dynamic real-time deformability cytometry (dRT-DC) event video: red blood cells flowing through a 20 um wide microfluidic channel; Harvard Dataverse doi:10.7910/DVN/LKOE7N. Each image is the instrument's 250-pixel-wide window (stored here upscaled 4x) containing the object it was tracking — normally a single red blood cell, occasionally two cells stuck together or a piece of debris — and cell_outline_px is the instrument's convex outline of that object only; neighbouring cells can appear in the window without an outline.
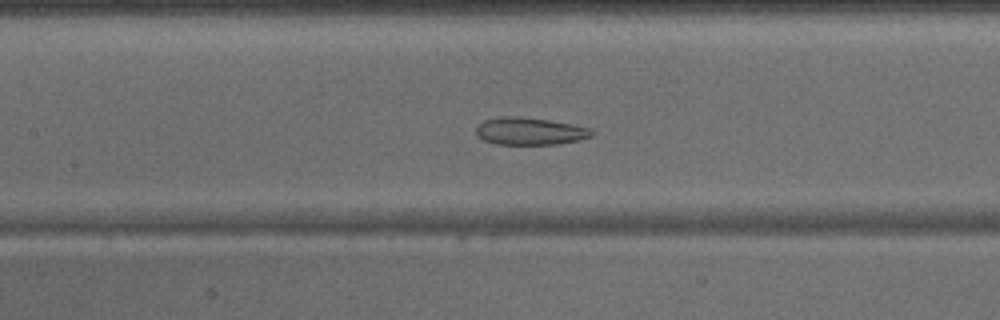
{"species": "common noctule bat (a hibernating species)", "species_latin": "Nyctalus noctula", "temperature_condition": "warm", "stored_images_in_passage": 31, "camera_frame_rate_fps": 3000, "um_per_image_px": 0.085, "animal": {"sex": "male", "body_mass_g": 15.6}, "frame": {"image": 1, "passage_image": 7, "time_ms": 2.0, "image_size_px": [1000, 320], "cell_outline_px": [[596, 132], [592, 136], [576, 140], [556, 144], [496, 144], [484, 140], [476, 136], [476, 124], [484, 120], [500, 116], [516, 116], [548, 120], [588, 128]], "centroid_in_image_um": [44.96, 11.15], "position_along_channel_um": 162.4, "area_um2": 18.32}}
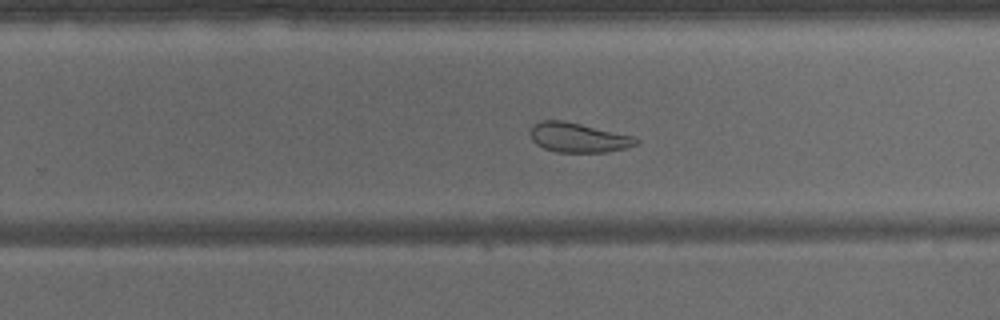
{"frame": {"image": 2, "passage_image": 15, "time_ms": 4.667, "image_size_px": [1000, 320], "cell_outline_px": [[640, 140], [636, 144], [624, 148], [604, 152], [556, 152], [544, 148], [536, 144], [532, 140], [528, 132], [532, 124], [540, 120], [564, 120], [636, 136]], "centroid_in_image_um": [49.11, 11.67], "position_along_channel_um": 280.7, "area_um2": 18.5}}
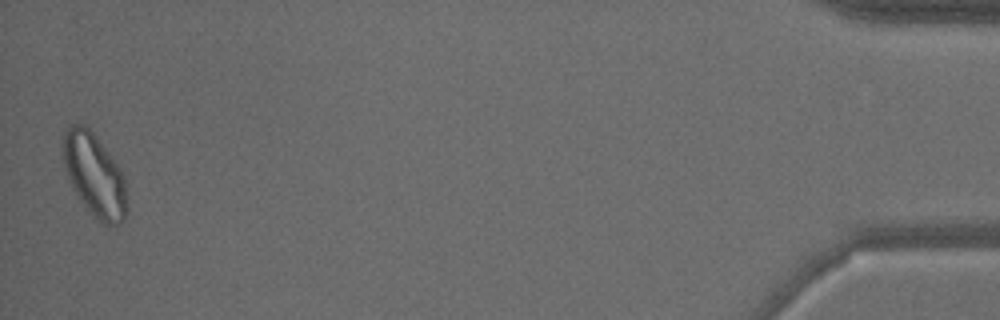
{"frame": {"image": 3, "passage_image": 31, "time_ms": 10.0, "image_size_px": [1000, 320], "cell_outline_px": [[128, 208], [124, 220], [120, 224], [100, 224], [96, 220], [80, 200], [68, 176], [64, 164], [64, 132], [68, 124], [84, 124], [92, 132], [112, 156], [120, 168], [124, 176]], "centroid_in_image_um": [8.06, 14.91], "position_along_channel_um": 427.1, "area_um2": 30.75}}